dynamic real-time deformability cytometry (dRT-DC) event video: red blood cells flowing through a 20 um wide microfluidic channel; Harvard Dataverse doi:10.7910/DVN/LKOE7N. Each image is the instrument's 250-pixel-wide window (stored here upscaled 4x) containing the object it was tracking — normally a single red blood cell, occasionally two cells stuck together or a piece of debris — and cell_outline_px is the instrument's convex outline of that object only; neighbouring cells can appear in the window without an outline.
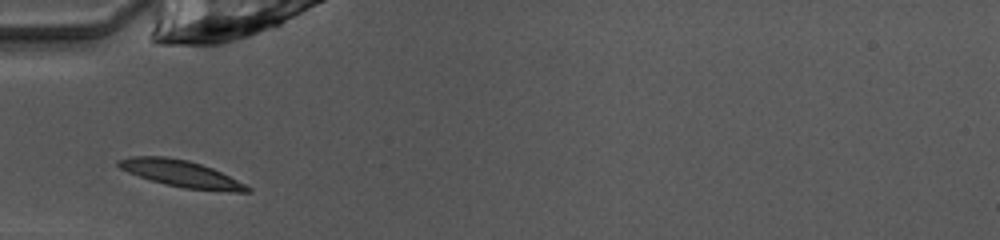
{"species": "common noctule bat (a hibernating species)", "species_latin": "Nyctalus noctula", "temperature_condition": "warm", "stored_images_in_passage": 34, "camera_frame_rate_fps": 3000, "um_per_image_px": 0.085, "animal": {"sex": "female", "body_mass_g": 10.0, "forearm_length_mm": 53.1}, "frame": {"image": 1, "passage_image": 1, "time_ms": 0.0, "image_size_px": [1000, 240], "cell_outline_px": [[252, 192], [236, 192], [184, 188], [164, 184], [128, 172], [120, 168], [116, 164], [116, 160], [132, 156], [164, 156], [188, 160], [212, 168], [252, 188]], "centroid_in_image_um": [15.37, 14.75], "position_along_channel_um": 69.6, "area_um2": 19.77}}
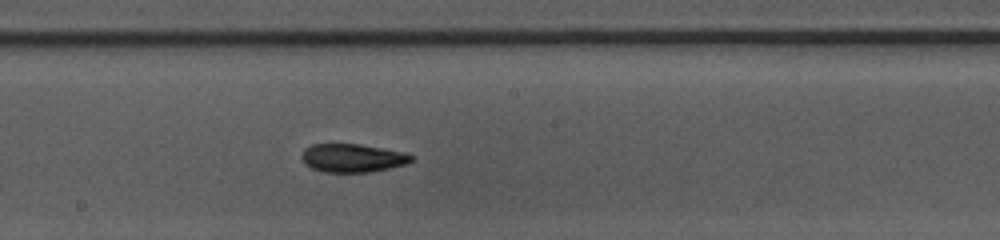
{"frame": {"image": 2, "passage_image": 12, "time_ms": 3.667, "image_size_px": [1000, 240], "cell_outline_px": [[412, 160], [404, 164], [388, 168], [368, 172], [324, 172], [312, 168], [304, 164], [300, 156], [304, 148], [312, 144], [360, 144], [404, 152], [412, 156]], "centroid_in_image_um": [29.89, 13.42], "position_along_channel_um": 218.3, "area_um2": 18.03}}
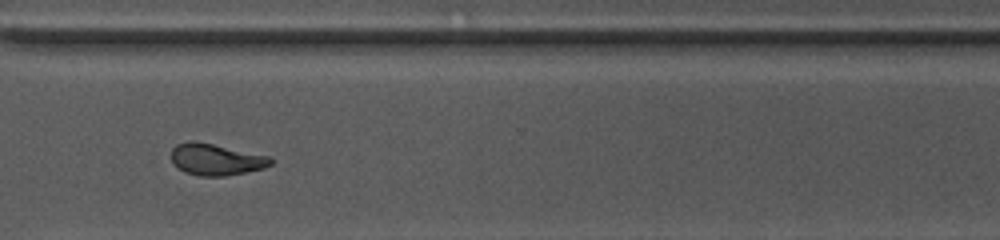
{"frame": {"image": 3, "passage_image": 22, "time_ms": 7.0, "image_size_px": [1000, 240], "cell_outline_px": [[272, 164], [264, 168], [224, 176], [200, 176], [184, 172], [172, 164], [172, 148], [176, 144], [192, 140], [272, 156]], "centroid_in_image_um": [18.35, 13.55], "position_along_channel_um": 352.2, "area_um2": 18.32}, "authors_computed_cell_mechanics": {"area_um2": 18.3226, "velocity_mm_per_s": 4.0361, "shape_relaxation_time_tau1_ms": 6.8003, "shape_relaxation_time_tau2_ms": 4.5203, "deformation_change_tau1": 0.2107, "deformation_change_tau2": 0.0813}}